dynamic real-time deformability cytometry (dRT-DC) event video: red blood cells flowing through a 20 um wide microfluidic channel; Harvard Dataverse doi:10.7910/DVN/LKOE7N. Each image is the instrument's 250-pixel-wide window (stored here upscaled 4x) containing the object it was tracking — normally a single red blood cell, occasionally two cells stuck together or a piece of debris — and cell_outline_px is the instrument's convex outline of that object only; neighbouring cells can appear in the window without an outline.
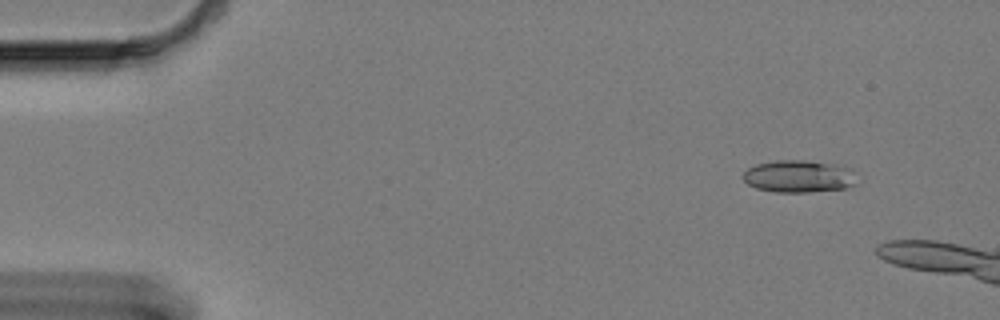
{"species": "Egyptian fruit bat (a non-hibernating species)", "species_latin": "Rousettus aegyptiacus", "temperature_condition": "cold", "stored_images_in_passage": 9, "camera_frame_rate_fps": 3000, "um_per_image_px": 0.085, "animal": {"sex": "female"}, "frame": {"image": 1, "passage_image": 6, "time_ms": 1.667, "image_size_px": [1000, 320], "cell_outline_px": [[852, 184], [844, 188], [808, 192], [776, 192], [756, 188], [748, 184], [740, 176], [748, 168], [756, 164], [776, 160], [804, 160], [844, 168]], "centroid_in_image_um": [67.65, 15.0], "position_along_channel_um": 17.4, "area_um2": 20.29}}